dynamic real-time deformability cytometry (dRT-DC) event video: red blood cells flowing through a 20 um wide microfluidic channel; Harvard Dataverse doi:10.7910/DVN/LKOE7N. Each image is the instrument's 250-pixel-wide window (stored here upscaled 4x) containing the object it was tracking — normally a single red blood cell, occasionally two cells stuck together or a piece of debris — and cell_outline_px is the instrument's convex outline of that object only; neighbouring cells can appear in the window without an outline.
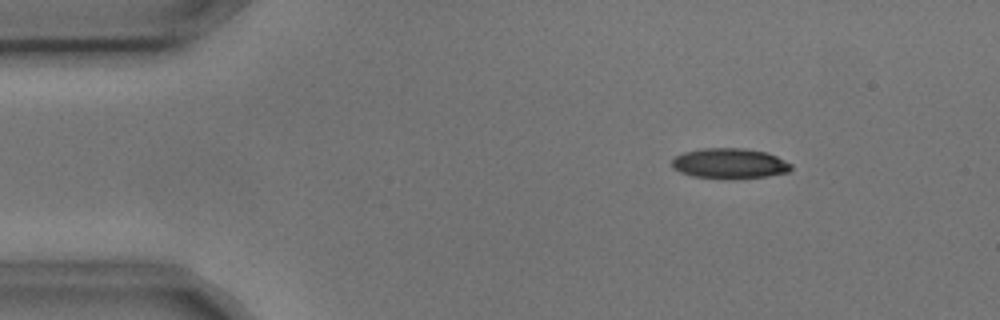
{"species": "common noctule bat (a hibernating species)", "species_latin": "Nyctalus noctula", "temperature_condition": "cold", "stored_images_in_passage": 6, "segment_of_instrument_passage": [1, 2], "camera_frame_rate_fps": 3000, "um_per_image_px": 0.085, "animal": {"sex": "male", "body_mass_g": 17.9, "forearm_length_mm": 54.2}, "frame": {"image": 1, "passage_image": 3, "time_ms": 0.667, "image_size_px": [1000, 320], "cell_outline_px": [[792, 168], [788, 172], [768, 176], [692, 176], [680, 172], [672, 168], [672, 160], [676, 156], [684, 152], [704, 148], [744, 148], [764, 152], [776, 156], [792, 164]], "centroid_in_image_um": [62.01, 13.85], "position_along_channel_um": 23.0, "area_um2": 20.17}}